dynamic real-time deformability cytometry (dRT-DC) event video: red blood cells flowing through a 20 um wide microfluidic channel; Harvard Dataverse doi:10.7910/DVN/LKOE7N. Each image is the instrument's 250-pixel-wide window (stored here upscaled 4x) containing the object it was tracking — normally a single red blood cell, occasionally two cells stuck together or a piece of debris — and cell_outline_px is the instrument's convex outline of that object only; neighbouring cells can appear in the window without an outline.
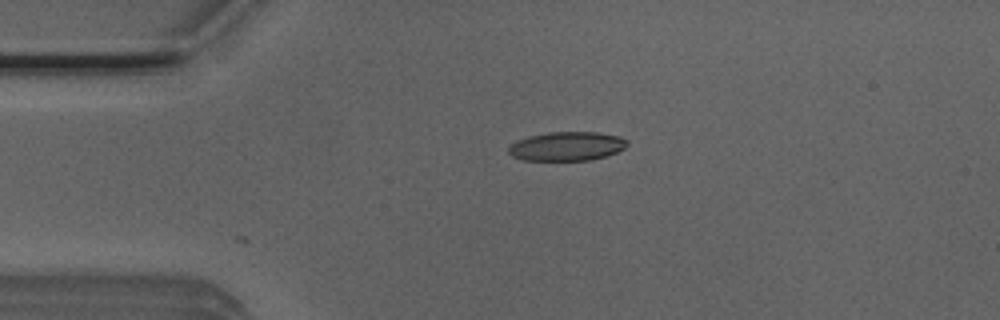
{"species": "Egyptian fruit bat (a non-hibernating species)", "species_latin": "Rousettus aegyptiacus", "temperature_condition": "room temperature", "stored_images_in_passage": 12, "camera_frame_rate_fps": 3000, "um_per_image_px": 0.085, "animal": {"sex": "male"}, "frame": {"image": 1, "passage_image": 1, "time_ms": 0.0, "image_size_px": [1000, 320], "cell_outline_px": [[628, 144], [624, 148], [616, 152], [592, 160], [524, 160], [512, 156], [508, 152], [508, 148], [512, 144], [528, 136], [548, 132], [596, 132], [620, 136], [628, 140]], "centroid_in_image_um": [48.2, 12.43], "position_along_channel_um": 36.8, "area_um2": 19.94}}
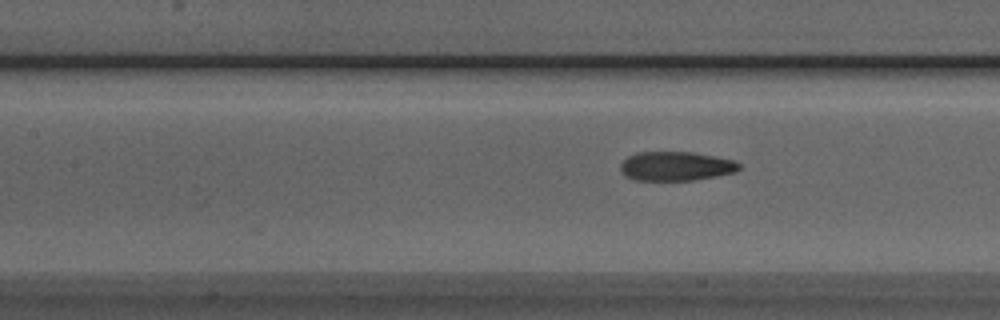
{"frame": {"image": 2, "passage_image": 12, "time_ms": 3.667, "image_size_px": [1000, 320], "cell_outline_px": [[740, 168], [736, 172], [716, 176], [692, 180], [632, 180], [624, 176], [620, 172], [620, 164], [628, 156], [636, 152], [692, 152], [736, 160], [740, 164]], "centroid_in_image_um": [57.43, 14.12], "position_along_channel_um": 150.0, "area_um2": 20.35}}